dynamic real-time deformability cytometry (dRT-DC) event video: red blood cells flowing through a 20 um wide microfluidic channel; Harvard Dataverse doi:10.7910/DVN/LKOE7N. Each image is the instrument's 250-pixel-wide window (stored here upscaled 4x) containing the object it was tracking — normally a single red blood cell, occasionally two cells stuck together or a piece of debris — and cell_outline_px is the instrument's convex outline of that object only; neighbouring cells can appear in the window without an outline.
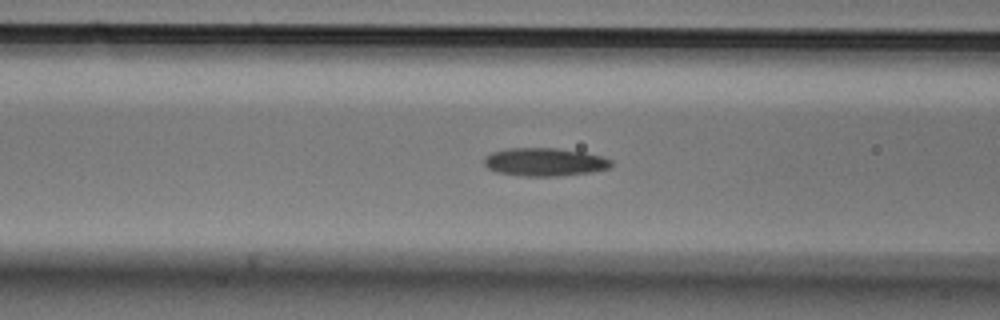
{"species": "Egyptian fruit bat (a non-hibernating species)", "species_latin": "Rousettus aegyptiacus", "temperature_condition": "cold", "stored_images_in_passage": 41, "camera_frame_rate_fps": 3000, "um_per_image_px": 0.085, "animal": {"sex": "male"}, "frame": {"image": 1, "passage_image": 13, "time_ms": 4.0, "image_size_px": [1000, 320], "cell_outline_px": [[612, 164], [608, 168], [592, 172], [560, 176], [520, 176], [496, 172], [488, 168], [484, 164], [484, 156], [492, 152], [508, 148], [556, 148], [584, 152], [600, 156], [612, 160]], "centroid_in_image_um": [46.27, 13.77], "position_along_channel_um": 120.3, "area_um2": 20.92}}
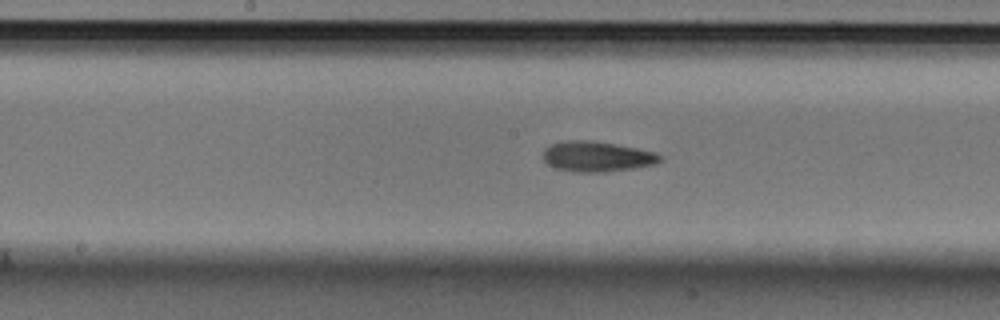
{"frame": {"image": 2, "passage_image": 19, "time_ms": 6.0, "image_size_px": [1000, 320], "cell_outline_px": [[664, 160], [656, 164], [632, 168], [604, 172], [572, 172], [556, 168], [548, 164], [544, 160], [544, 148], [552, 144], [568, 140], [592, 140], [616, 144], [656, 152]], "centroid_in_image_um": [50.75, 13.3], "position_along_channel_um": 197.4, "area_um2": 20.69}}
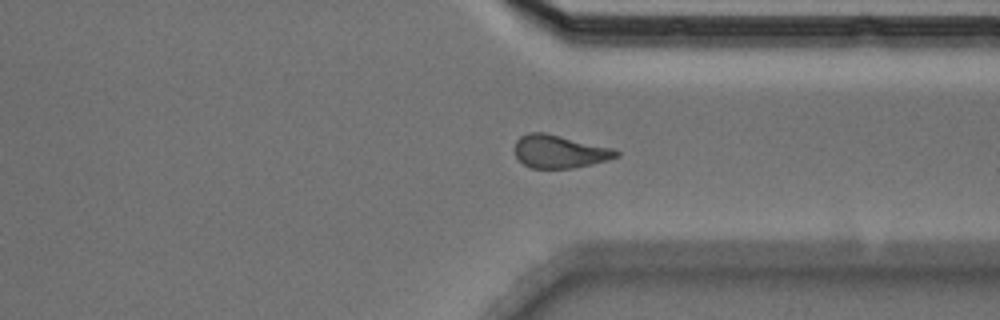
{"frame": {"image": 3, "passage_image": 32, "time_ms": 10.333, "image_size_px": [1000, 320], "cell_outline_px": [[620, 156], [608, 160], [592, 164], [572, 168], [532, 168], [524, 164], [516, 156], [516, 140], [520, 136], [528, 132], [544, 132], [612, 148], [620, 152]], "centroid_in_image_um": [47.57, 12.88], "position_along_channel_um": 363.8, "area_um2": 19.36}}